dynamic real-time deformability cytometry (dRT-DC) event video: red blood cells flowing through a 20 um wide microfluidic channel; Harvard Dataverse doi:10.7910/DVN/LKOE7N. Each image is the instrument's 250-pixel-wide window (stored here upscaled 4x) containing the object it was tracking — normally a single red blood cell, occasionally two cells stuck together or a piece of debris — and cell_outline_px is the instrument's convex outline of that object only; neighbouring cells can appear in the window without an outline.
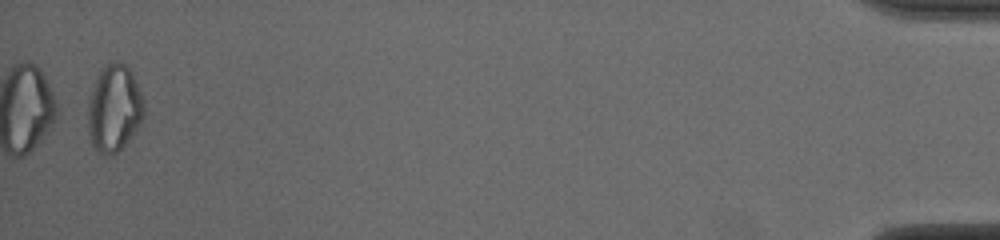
{"species": "common noctule bat (a hibernating species)", "species_latin": "Nyctalus noctula", "temperature_condition": "cold", "stored_images_in_passage": 36, "segment_of_instrument_passage": [2, 2], "camera_frame_rate_fps": 3000, "um_per_image_px": 0.085, "animal": {"sex": "male", "body_mass_g": 19.0, "forearm_length_mm": 50.8}, "frame": {"image": 1, "passage_image": 35, "time_ms": 11.333, "image_size_px": [1000, 240], "cell_outline_px": [[144, 116], [140, 124], [124, 144], [116, 152], [108, 156], [104, 156], [92, 144], [88, 132], [88, 100], [96, 76], [100, 68], [104, 64], [112, 60], [120, 60], [132, 72], [144, 100]], "centroid_in_image_um": [9.69, 9.15], "position_along_channel_um": 425.5, "area_um2": 28.61}}